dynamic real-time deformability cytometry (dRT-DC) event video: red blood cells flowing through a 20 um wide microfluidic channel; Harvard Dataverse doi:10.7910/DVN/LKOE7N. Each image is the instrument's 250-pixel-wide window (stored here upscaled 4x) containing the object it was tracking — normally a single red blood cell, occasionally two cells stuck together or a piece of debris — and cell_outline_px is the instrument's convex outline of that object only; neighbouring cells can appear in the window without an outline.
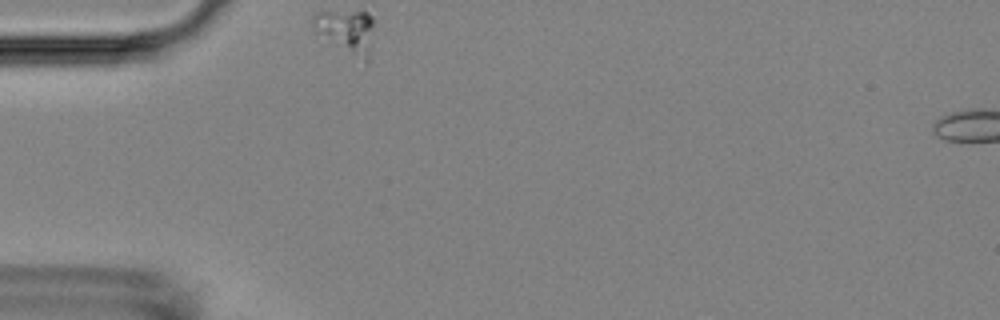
{"species": "Egyptian fruit bat (a non-hibernating species)", "species_latin": "Rousettus aegyptiacus", "temperature_condition": "room temperature", "stored_images_in_passage": 35, "camera_frame_rate_fps": 3000, "um_per_image_px": 0.085, "animal": {"sex": "female"}, "frame": {"image": 1, "passage_image": 1, "time_ms": 0.0, "image_size_px": [1000, 320], "cell_outline_px": [[372, 28], [368, 52], [364, 60], [312, 32], [312, 16], [316, 12], [368, 12], [372, 16]], "centroid_in_image_um": [29.34, 2.57], "position_along_channel_um": 55.7, "area_um2": 14.74}}
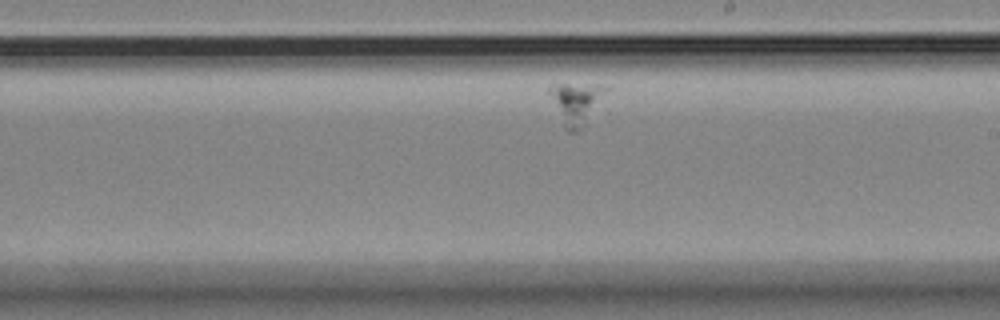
{"frame": {"image": 2, "passage_image": 21, "time_ms": 6.667, "image_size_px": [1000, 320], "cell_outline_px": [[612, 88], [584, 128], [580, 132], [568, 132], [564, 128], [548, 92], [548, 88], [552, 84], [600, 84]], "centroid_in_image_um": [49.05, 8.77], "position_along_channel_um": 239.9, "area_um2": 14.45}}
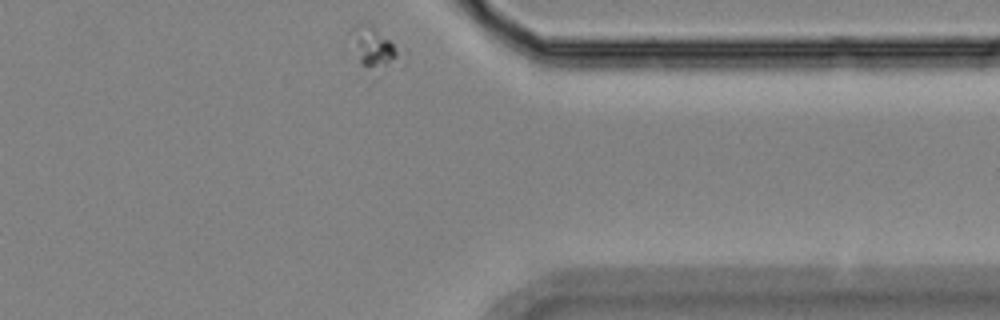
{"frame": {"image": 3, "passage_image": 35, "time_ms": 11.333, "image_size_px": [1000, 320], "cell_outline_px": [[408, 56], [404, 64], [368, 68], [360, 64], [348, 32], [356, 24], [368, 24], [408, 48]], "centroid_in_image_um": [32.0, 4.03], "position_along_channel_um": 379.4, "area_um2": 12.77}}